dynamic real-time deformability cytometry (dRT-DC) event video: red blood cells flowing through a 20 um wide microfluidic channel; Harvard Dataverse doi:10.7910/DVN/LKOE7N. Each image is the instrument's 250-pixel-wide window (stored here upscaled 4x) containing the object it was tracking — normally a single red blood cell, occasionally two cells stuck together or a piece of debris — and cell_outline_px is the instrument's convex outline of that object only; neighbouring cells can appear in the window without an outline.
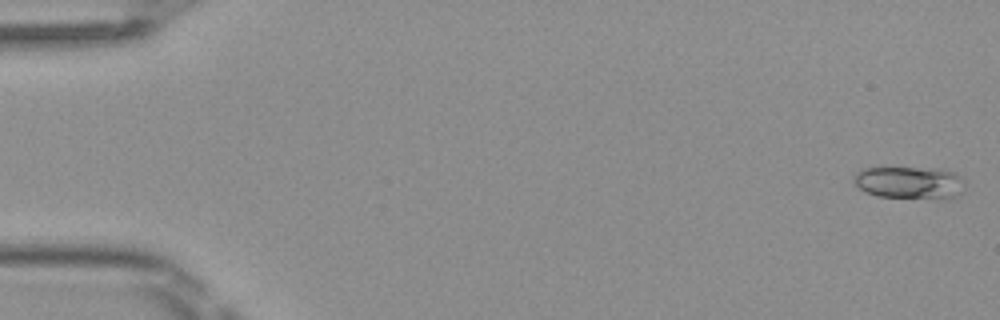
{"species": "Egyptian fruit bat (a non-hibernating species)", "species_latin": "Rousettus aegyptiacus", "temperature_condition": "room temperature", "stored_images_in_passage": 49, "camera_frame_rate_fps": 3000, "um_per_image_px": 0.085, "frame": {"image": 1, "passage_image": 1, "time_ms": 0.0, "image_size_px": [1000, 320], "cell_outline_px": [[964, 192], [956, 196], [944, 200], [936, 200], [876, 196], [864, 192], [852, 180], [852, 176], [860, 168], [872, 164], [940, 168], [956, 172], [964, 180]], "centroid_in_image_um": [77.27, 15.47], "position_along_channel_um": 7.7, "area_um2": 23.0}}
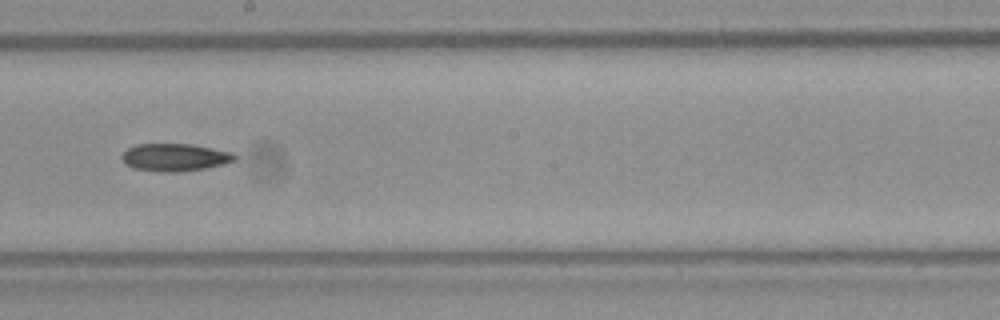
{"frame": {"image": 2, "passage_image": 28, "time_ms": 9.0, "image_size_px": [1000, 320], "cell_outline_px": [[236, 160], [224, 164], [204, 168], [180, 172], [160, 172], [132, 168], [124, 164], [120, 156], [128, 148], [136, 144], [192, 144], [232, 152], [236, 156]], "centroid_in_image_um": [14.83, 13.38], "position_along_channel_um": 233.4, "area_um2": 18.26}}
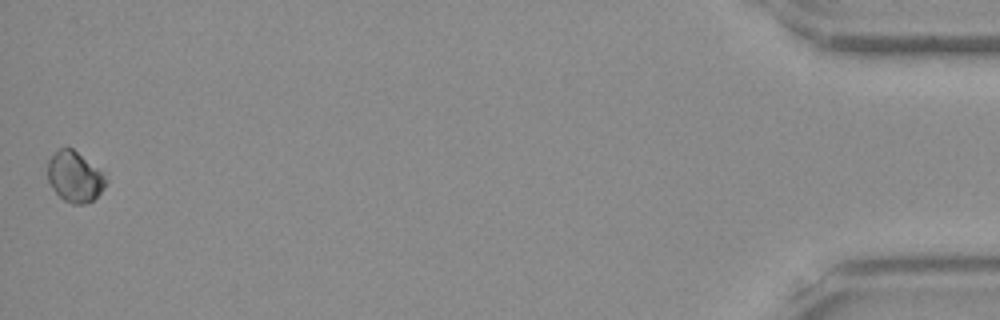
{"frame": {"image": 3, "passage_image": 49, "time_ms": 16.0, "image_size_px": [1000, 320], "cell_outline_px": [[108, 180], [104, 188], [92, 200], [84, 204], [72, 204], [64, 200], [52, 188], [48, 180], [48, 160], [60, 148], [72, 148], [96, 168]], "centroid_in_image_um": [6.33, 15.05], "position_along_channel_um": 428.9, "area_um2": 16.65}, "authors_computed_cell_mechanics": {"area_um2": 18.207, "velocity_mm_per_s": 4.1087, "shape_relaxation_time_tau1_ms": 1.7375, "shape_relaxation_time_tau2_ms": 10.6448, "deformation_change_tau1": 0.0545, "deformation_change_tau2": 0.0904}}